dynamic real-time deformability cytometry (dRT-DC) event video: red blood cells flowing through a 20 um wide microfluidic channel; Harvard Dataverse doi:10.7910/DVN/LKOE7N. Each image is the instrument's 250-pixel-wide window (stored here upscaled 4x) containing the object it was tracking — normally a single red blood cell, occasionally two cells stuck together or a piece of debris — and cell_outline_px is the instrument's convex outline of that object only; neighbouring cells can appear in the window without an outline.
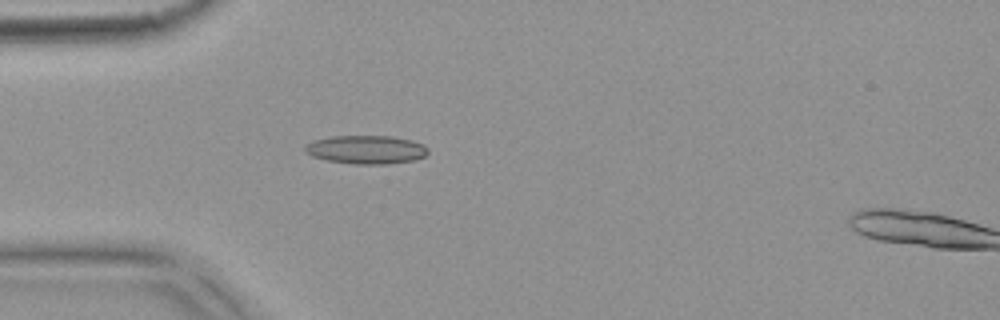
{"species": "common noctule bat (a hibernating species)", "species_latin": "Nyctalus noctula", "temperature_condition": "warm", "stored_images_in_passage": 4, "segment_of_instrument_passage": [1, 2], "camera_frame_rate_fps": 3000, "um_per_image_px": 0.085, "animal": {"sex": "female", "body_mass_g": 18.4}, "frame": {"image": 1, "passage_image": 3, "time_ms": 0.667, "image_size_px": [1000, 320], "cell_outline_px": [[428, 152], [424, 156], [416, 160], [388, 164], [352, 164], [328, 160], [312, 156], [304, 152], [304, 144], [312, 140], [332, 136], [392, 136], [412, 140], [424, 144], [428, 148]], "centroid_in_image_um": [31.12, 12.71], "position_along_channel_um": 53.9, "area_um2": 20.69}}